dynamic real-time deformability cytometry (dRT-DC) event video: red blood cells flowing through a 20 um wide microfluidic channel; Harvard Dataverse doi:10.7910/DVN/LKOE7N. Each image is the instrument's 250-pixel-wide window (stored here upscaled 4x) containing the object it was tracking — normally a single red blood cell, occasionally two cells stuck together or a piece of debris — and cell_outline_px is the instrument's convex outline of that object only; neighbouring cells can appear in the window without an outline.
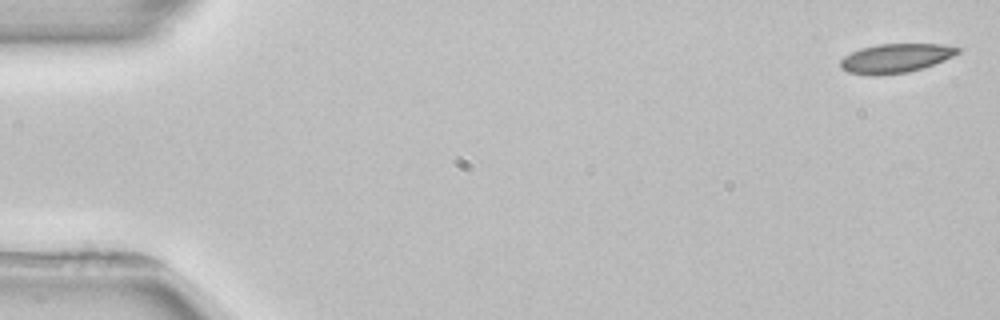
{"species": "common noctule bat (a hibernating species)", "species_latin": "Nyctalus noctula", "temperature_condition": "room temperature", "stored_images_in_passage": 4, "camera_frame_rate_fps": 3000, "um_per_image_px": 0.085, "animal": {"sex": "female", "body_mass_g": 22.7, "forearm_length_mm": 54.2}, "frame": {"image": 1, "passage_image": 1, "time_ms": 0.0, "image_size_px": [1000, 320], "cell_outline_px": [[964, 48], [960, 52], [944, 60], [908, 72], [848, 72], [840, 68], [840, 60], [844, 56], [860, 48], [880, 44], [944, 44]], "centroid_in_image_um": [76.2, 4.88], "position_along_channel_um": 8.8, "area_um2": 19.02}}
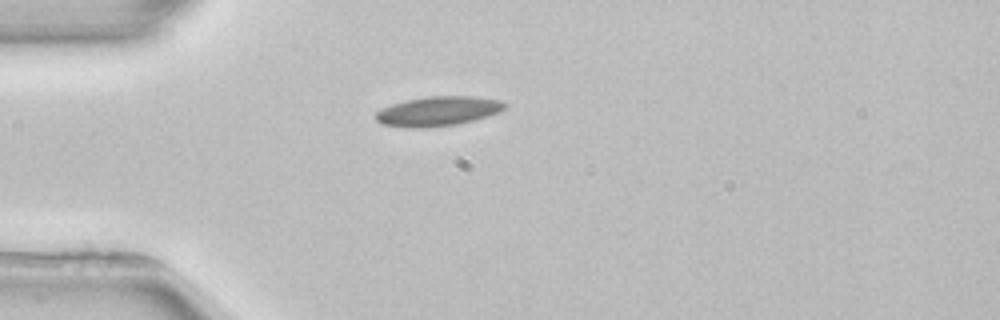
{"frame": {"image": 2, "passage_image": 4, "time_ms": 4.333, "image_size_px": [1000, 320], "cell_outline_px": [[508, 104], [500, 112], [472, 120], [456, 124], [428, 128], [404, 128], [384, 124], [376, 120], [376, 112], [380, 108], [392, 104], [408, 100], [428, 96], [472, 96], [500, 100]], "centroid_in_image_um": [37.21, 9.45], "position_along_channel_um": 47.8, "area_um2": 22.2}}